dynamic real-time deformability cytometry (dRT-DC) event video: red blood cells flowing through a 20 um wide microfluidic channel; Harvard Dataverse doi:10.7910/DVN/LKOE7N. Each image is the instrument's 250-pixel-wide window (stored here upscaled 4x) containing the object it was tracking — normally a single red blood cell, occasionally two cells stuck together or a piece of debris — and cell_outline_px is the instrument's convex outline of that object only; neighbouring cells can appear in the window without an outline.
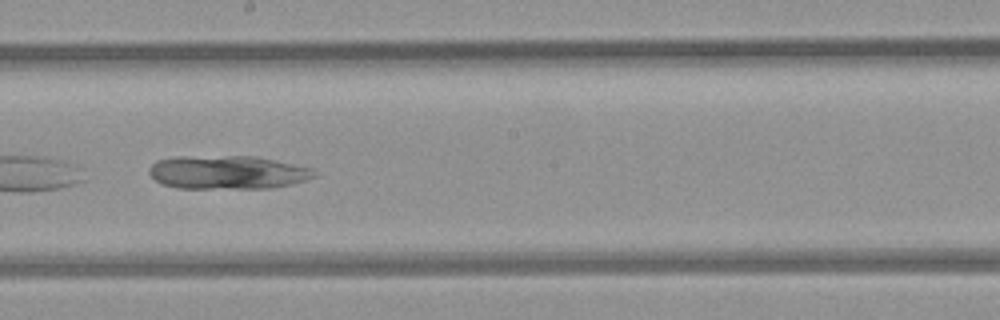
{"species": "common noctule bat (a hibernating species)", "species_latin": "Nyctalus noctula", "temperature_condition": "room temperature", "stored_images_in_passage": 29, "camera_frame_rate_fps": 3000, "um_per_image_px": 0.085, "animal": {"sex": "female", "body_mass_g": 21.9}, "frame": {"image": 1, "passage_image": 13, "time_ms": 4.0, "image_size_px": [1000, 320], "cell_outline_px": [[316, 176], [304, 180], [272, 188], [176, 188], [164, 184], [156, 180], [148, 172], [148, 168], [156, 160], [176, 156], [252, 156], [312, 168], [316, 172]], "centroid_in_image_um": [19.28, 14.64], "position_along_channel_um": 228.9, "area_um2": 32.08}}